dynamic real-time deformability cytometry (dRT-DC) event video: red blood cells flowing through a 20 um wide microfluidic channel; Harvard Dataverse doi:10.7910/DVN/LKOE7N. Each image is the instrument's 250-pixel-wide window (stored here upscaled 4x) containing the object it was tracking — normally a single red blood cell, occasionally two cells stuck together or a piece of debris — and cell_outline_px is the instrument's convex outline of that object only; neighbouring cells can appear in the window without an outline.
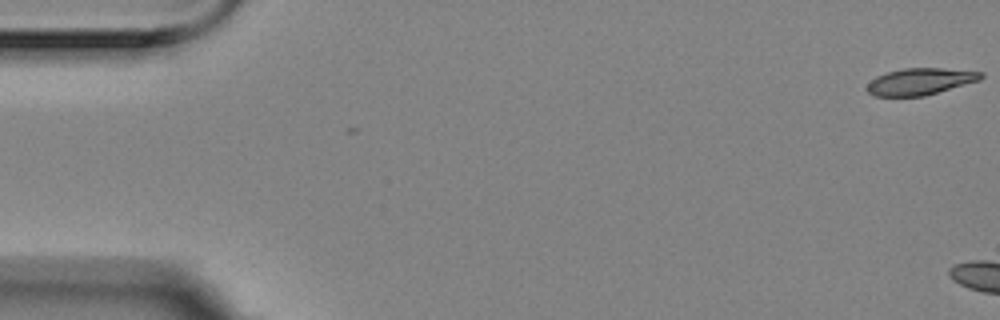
{"species": "Egyptian fruit bat (a non-hibernating species)", "species_latin": "Rousettus aegyptiacus", "temperature_condition": "room temperature", "stored_images_in_passage": 7, "camera_frame_rate_fps": 3000, "um_per_image_px": 0.085, "animal": {"sex": "female"}, "frame": {"image": 1, "passage_image": 1, "time_ms": 0.0, "image_size_px": [1000, 320], "cell_outline_px": [[984, 76], [980, 80], [924, 96], [872, 96], [868, 92], [868, 84], [876, 76], [888, 72], [904, 68], [940, 68], [984, 72]], "centroid_in_image_um": [78.23, 6.92], "position_along_channel_um": 6.8, "area_um2": 17.57}}
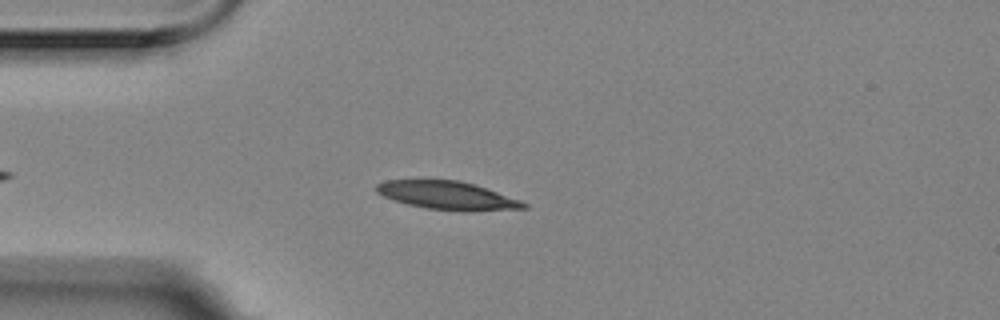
{"frame": {"image": 2, "passage_image": 7, "time_ms": 2.0, "image_size_px": [1000, 320], "cell_outline_px": [[528, 208], [472, 212], [464, 212], [428, 208], [408, 204], [392, 200], [376, 192], [376, 184], [384, 180], [416, 176], [460, 180], [520, 200], [528, 204]], "centroid_in_image_um": [37.92, 16.56], "position_along_channel_um": 47.1, "area_um2": 25.32}}